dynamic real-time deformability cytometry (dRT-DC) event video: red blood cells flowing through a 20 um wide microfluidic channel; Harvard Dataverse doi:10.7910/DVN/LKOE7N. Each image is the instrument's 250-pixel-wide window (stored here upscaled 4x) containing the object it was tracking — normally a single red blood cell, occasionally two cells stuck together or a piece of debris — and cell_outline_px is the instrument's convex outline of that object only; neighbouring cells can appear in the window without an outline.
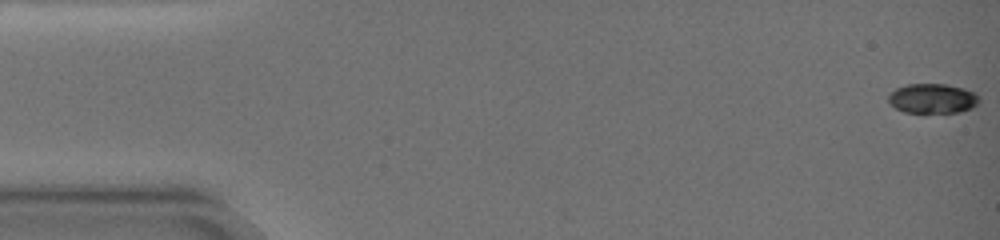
{"species": "common noctule bat (a hibernating species)", "species_latin": "Nyctalus noctula", "temperature_condition": "warm", "stored_images_in_passage": 62, "camera_frame_rate_fps": 3000, "um_per_image_px": 0.085, "animal": {"sex": "female", "body_mass_g": 19.0, "forearm_length_mm": 51.5}, "frame": {"image": 1, "passage_image": 1, "time_ms": 0.0, "image_size_px": [1000, 240], "cell_outline_px": [[980, 100], [972, 108], [960, 112], [904, 112], [896, 108], [888, 100], [888, 96], [896, 88], [908, 84], [948, 84], [964, 88], [976, 92], [980, 96]], "centroid_in_image_um": [79.32, 8.36], "position_along_channel_um": 5.7, "area_um2": 15.72}}
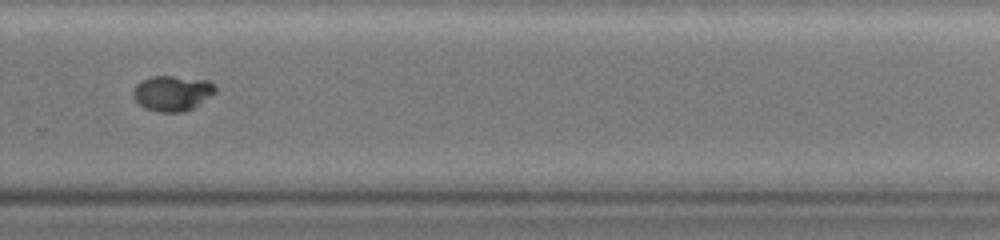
{"frame": {"image": 2, "passage_image": 46, "time_ms": 13.333, "image_size_px": [1000, 240], "cell_outline_px": [[216, 92], [192, 108], [184, 112], [160, 112], [144, 108], [132, 96], [132, 88], [140, 80], [152, 76], [172, 76], [208, 80], [216, 84]], "centroid_in_image_um": [14.62, 7.91], "position_along_channel_um": 315.2, "area_um2": 17.05}}
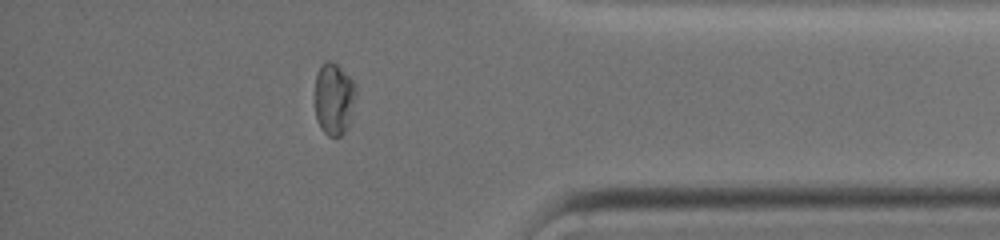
{"frame": {"image": 3, "passage_image": 55, "time_ms": 16.333, "image_size_px": [1000, 240], "cell_outline_px": [[356, 96], [348, 124], [344, 132], [340, 136], [328, 136], [320, 128], [316, 120], [316, 72], [320, 64], [324, 60], [328, 60], [336, 64], [356, 84]], "centroid_in_image_um": [28.37, 8.38], "position_along_channel_um": 406.8, "area_um2": 17.17}, "authors_computed_cell_mechanics": {"area_um2": 17.3111, "velocity_mm_per_s": 3.4423, "shape_relaxation_time_tau1_ms": 10.6942, "shape_relaxation_time_tau2_ms": 1.3868, "deformation_change_tau1": 0.3258, "deformation_change_tau2": 0.032}}